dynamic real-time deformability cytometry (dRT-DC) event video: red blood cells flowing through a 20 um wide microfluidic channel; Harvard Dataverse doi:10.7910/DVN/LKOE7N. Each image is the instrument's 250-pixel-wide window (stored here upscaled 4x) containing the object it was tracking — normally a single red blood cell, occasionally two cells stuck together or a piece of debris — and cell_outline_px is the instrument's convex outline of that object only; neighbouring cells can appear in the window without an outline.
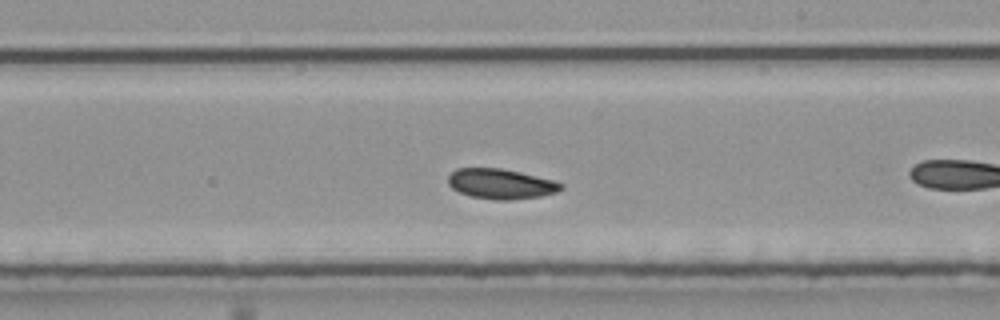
{"species": "common noctule bat (a hibernating species)", "species_latin": "Nyctalus noctula", "temperature_condition": "room temperature", "stored_images_in_passage": 35, "camera_frame_rate_fps": 3000, "um_per_image_px": 0.085, "animal": {"sex": "male", "body_mass_g": 20.4}, "frame": {"image": 1, "passage_image": 20, "time_ms": 6.333, "image_size_px": [1000, 320], "cell_outline_px": [[564, 188], [556, 192], [540, 196], [508, 200], [492, 200], [472, 196], [460, 192], [452, 188], [448, 184], [448, 176], [456, 168], [500, 168], [520, 172], [556, 180], [564, 184]], "centroid_in_image_um": [42.59, 15.62], "position_along_channel_um": 246.4, "area_um2": 19.88}}